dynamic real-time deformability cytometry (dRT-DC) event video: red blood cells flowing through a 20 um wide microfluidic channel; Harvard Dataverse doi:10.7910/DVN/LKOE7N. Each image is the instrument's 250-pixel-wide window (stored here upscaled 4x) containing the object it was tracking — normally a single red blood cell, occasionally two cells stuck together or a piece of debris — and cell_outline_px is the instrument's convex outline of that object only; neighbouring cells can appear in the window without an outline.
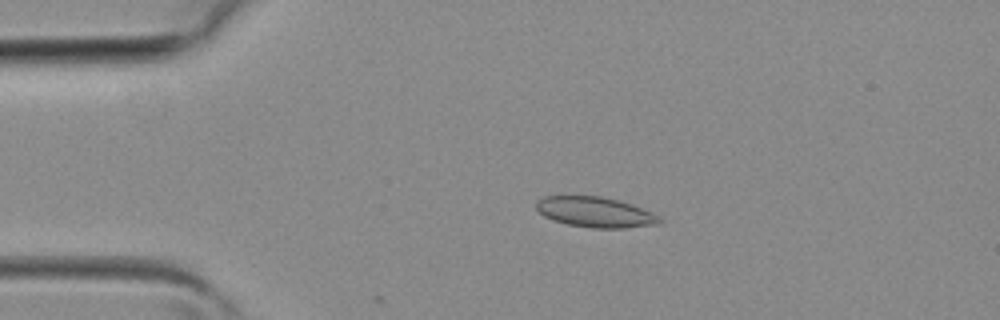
{"species": "common noctule bat (a hibernating species)", "species_latin": "Nyctalus noctula", "temperature_condition": "room temperature", "stored_images_in_passage": 8, "camera_frame_rate_fps": 3000, "um_per_image_px": 0.085, "animal": {"sex": "female", "body_mass_g": 19.3, "forearm_length_mm": 54.1}, "frame": {"image": 1, "passage_image": 6, "time_ms": 1.667, "image_size_px": [1000, 320], "cell_outline_px": [[664, 220], [660, 224], [624, 228], [592, 228], [568, 224], [552, 220], [544, 216], [536, 208], [536, 200], [544, 196], [600, 196], [632, 204]], "centroid_in_image_um": [50.56, 18.03], "position_along_channel_um": 34.4, "area_um2": 21.62}}